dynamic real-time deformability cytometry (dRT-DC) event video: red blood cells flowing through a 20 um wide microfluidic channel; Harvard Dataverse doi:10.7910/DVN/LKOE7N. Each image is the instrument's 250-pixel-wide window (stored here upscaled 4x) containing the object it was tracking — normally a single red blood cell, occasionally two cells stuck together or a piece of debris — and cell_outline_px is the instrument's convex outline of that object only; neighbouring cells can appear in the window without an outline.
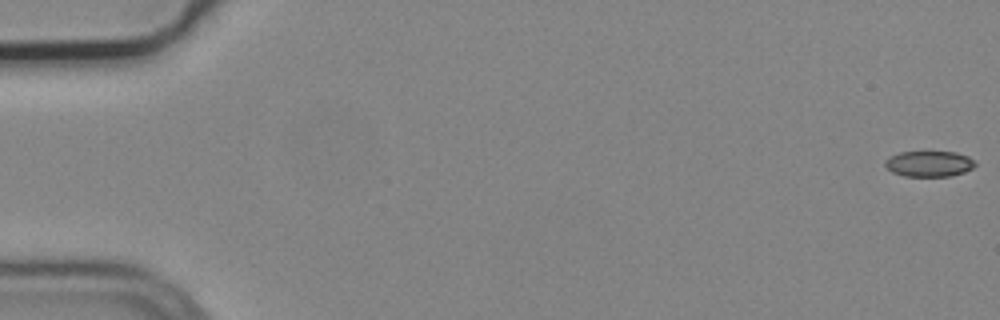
{"species": "common noctule bat (a hibernating species)", "species_latin": "Nyctalus noctula", "temperature_condition": "cold", "stored_images_in_passage": 5, "camera_frame_rate_fps": 3000, "um_per_image_px": 0.085, "animal": {"sex": "male", "body_mass_g": 19.2, "forearm_length_mm": 51.8}, "frame": {"image": 1, "passage_image": 1, "time_ms": 0.0, "image_size_px": [1000, 320], "cell_outline_px": [[976, 164], [972, 168], [964, 172], [952, 176], [904, 176], [892, 172], [884, 164], [884, 160], [888, 156], [900, 152], [956, 152], [968, 156]], "centroid_in_image_um": [78.94, 13.92], "position_along_channel_um": 6.1, "area_um2": 13.53}}
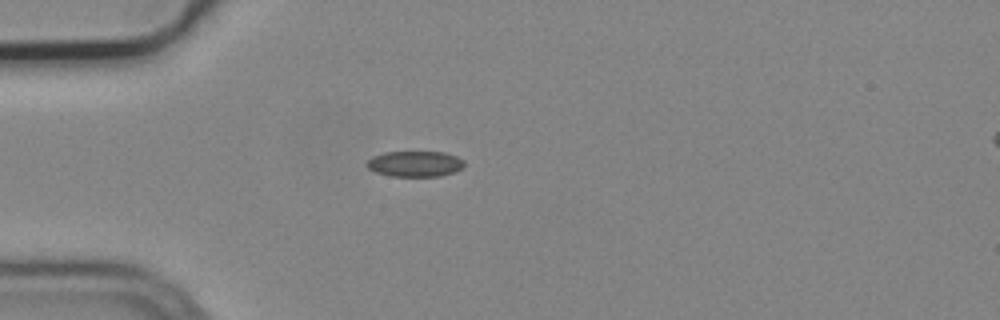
{"frame": {"image": 2, "passage_image": 4, "time_ms": 1.0, "image_size_px": [1000, 320], "cell_outline_px": [[464, 168], [456, 172], [440, 176], [392, 176], [376, 172], [368, 168], [368, 160], [372, 156], [384, 152], [444, 152], [456, 156], [464, 160]], "centroid_in_image_um": [35.32, 13.92], "position_along_channel_um": 49.7, "area_um2": 14.62}}